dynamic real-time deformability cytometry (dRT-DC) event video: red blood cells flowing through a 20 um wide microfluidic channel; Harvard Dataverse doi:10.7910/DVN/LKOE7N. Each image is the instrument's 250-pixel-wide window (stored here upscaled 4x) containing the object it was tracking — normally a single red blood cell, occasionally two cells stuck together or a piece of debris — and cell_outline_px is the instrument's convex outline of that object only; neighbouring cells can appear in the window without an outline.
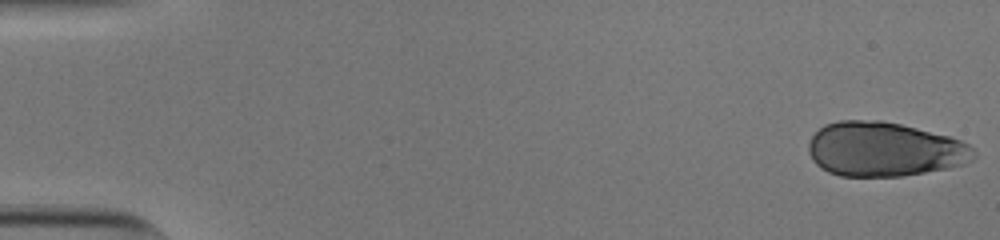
{"species": "human", "species_latin": "Homo sapiens", "temperature_condition": "cold", "stored_images_in_passage": 53, "camera_frame_rate_fps": 3000, "um_per_image_px": 0.085, "donor": {"sex": "male"}, "frame": {"image": 1, "passage_image": 1, "time_ms": 0.0, "image_size_px": [1000, 240], "cell_outline_px": [[976, 156], [972, 160], [964, 164], [948, 168], [900, 176], [840, 176], [828, 172], [820, 168], [812, 160], [808, 152], [808, 144], [812, 136], [824, 124], [840, 120], [880, 120], [900, 124], [948, 136], [960, 140], [968, 144], [976, 152]], "centroid_in_image_um": [75.14, 12.69], "position_along_channel_um": 9.9, "area_um2": 52.42}}
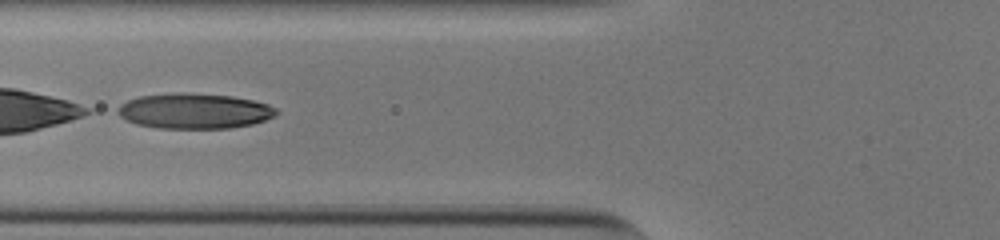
{"frame": {"image": 2, "passage_image": 22, "time_ms": 7.0, "image_size_px": [1000, 240], "cell_outline_px": [[280, 112], [264, 120], [252, 124], [228, 128], [160, 128], [136, 124], [120, 116], [116, 112], [116, 108], [120, 104], [128, 100], [140, 96], [180, 92], [184, 92], [232, 96], [252, 100], [268, 104], [276, 108]], "centroid_in_image_um": [16.5, 9.43], "position_along_channel_um": 109.3, "area_um2": 32.6}}
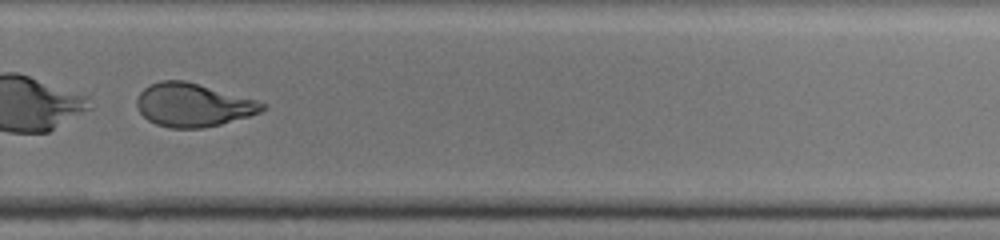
{"frame": {"image": 3, "passage_image": 38, "time_ms": 12.333, "image_size_px": [1000, 240], "cell_outline_px": [[268, 108], [260, 112], [248, 116], [220, 124], [200, 128], [172, 128], [156, 124], [148, 120], [140, 112], [136, 104], [136, 100], [140, 92], [148, 84], [160, 80], [184, 80], [256, 100], [268, 104]], "centroid_in_image_um": [16.39, 8.92], "position_along_channel_um": 313.4, "area_um2": 31.56}}